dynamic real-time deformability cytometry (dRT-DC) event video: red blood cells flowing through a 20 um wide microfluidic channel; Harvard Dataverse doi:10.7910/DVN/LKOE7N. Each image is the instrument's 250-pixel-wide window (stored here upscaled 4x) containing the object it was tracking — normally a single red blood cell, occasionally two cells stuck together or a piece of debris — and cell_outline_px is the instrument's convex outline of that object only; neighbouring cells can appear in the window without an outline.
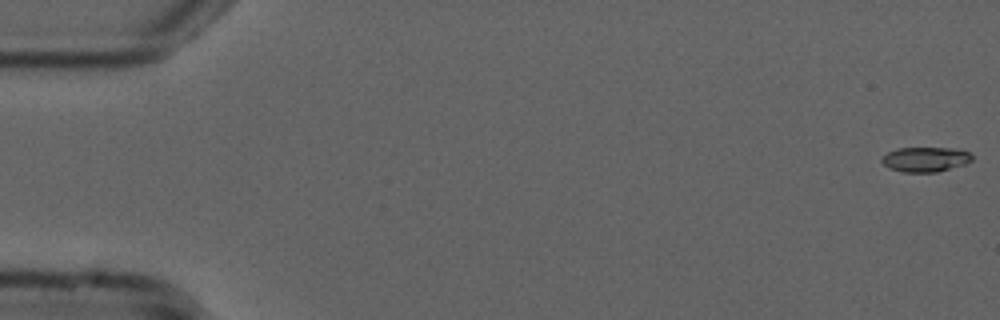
{"species": "common noctule bat (a hibernating species)", "species_latin": "Nyctalus noctula", "temperature_condition": "cold", "stored_images_in_passage": 54, "camera_frame_rate_fps": 3000, "um_per_image_px": 0.085, "animal": {"sex": "male", "forearm_length_mm": 52.5}, "frame": {"image": 1, "passage_image": 1, "time_ms": 0.0, "image_size_px": [1000, 320], "cell_outline_px": [[972, 160], [964, 164], [936, 172], [904, 172], [888, 168], [880, 160], [888, 152], [896, 148], [952, 148], [968, 152], [972, 156]], "centroid_in_image_um": [78.63, 13.54], "position_along_channel_um": 6.4, "area_um2": 12.89}}
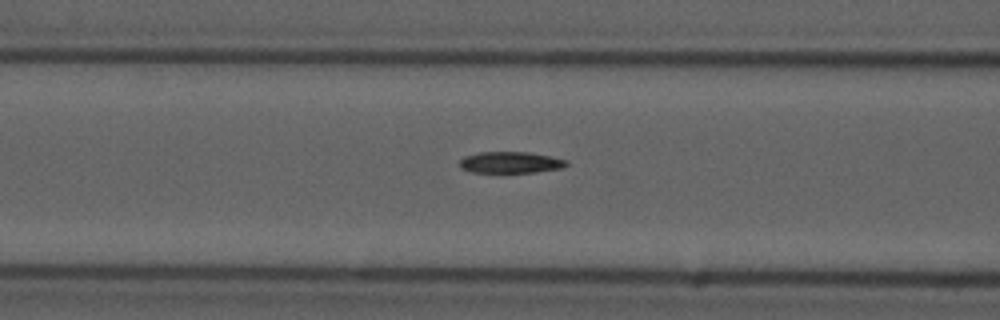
{"frame": {"image": 2, "passage_image": 22, "time_ms": 7.0, "image_size_px": [1000, 320], "cell_outline_px": [[568, 164], [560, 168], [536, 172], [472, 172], [460, 168], [460, 160], [464, 156], [480, 152], [528, 152], [568, 160]], "centroid_in_image_um": [43.37, 13.8], "position_along_channel_um": 123.2, "area_um2": 13.18}}
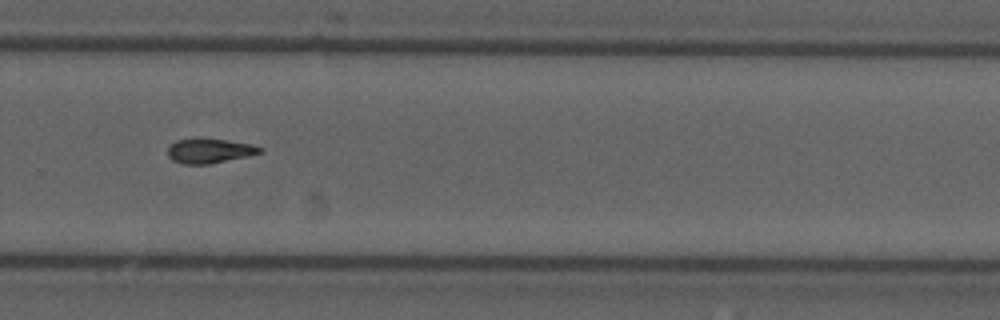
{"frame": {"image": 3, "passage_image": 37, "time_ms": 12.0, "image_size_px": [1000, 320], "cell_outline_px": [[264, 152], [248, 156], [208, 164], [184, 164], [172, 160], [168, 156], [168, 148], [176, 140], [196, 136], [200, 136], [252, 144], [264, 148]], "centroid_in_image_um": [17.81, 12.78], "position_along_channel_um": 312.0, "area_um2": 13.64}, "authors_computed_cell_mechanics": {"area_um2": 13.5252, "velocity_mm_per_s": 3.7775, "shape_relaxation_time_tau1_ms": 7.4128, "shape_relaxation_time_tau2_ms": 6.3852, "deformation_change_tau1": 0.1843, "deformation_change_tau2": 0.1508}}